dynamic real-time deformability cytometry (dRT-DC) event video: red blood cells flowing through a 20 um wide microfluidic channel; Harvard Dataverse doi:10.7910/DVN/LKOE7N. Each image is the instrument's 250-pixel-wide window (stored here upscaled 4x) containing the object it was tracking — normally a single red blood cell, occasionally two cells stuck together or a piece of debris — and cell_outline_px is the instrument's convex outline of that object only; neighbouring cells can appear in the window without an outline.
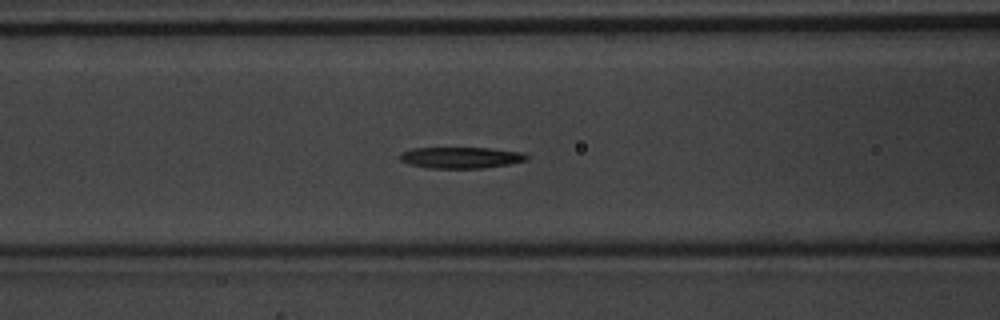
{"species": "common noctule bat (a hibernating species)", "species_latin": "Nyctalus noctula", "temperature_condition": "warm", "stored_images_in_passage": 37, "camera_frame_rate_fps": 3000, "um_per_image_px": 0.085, "animal": {"sex": "male", "body_mass_g": 20.1, "forearm_length_mm": 53.5}, "frame": {"image": 1, "passage_image": 7, "time_ms": 2.0, "image_size_px": [1000, 320], "cell_outline_px": [[528, 160], [508, 164], [484, 168], [428, 168], [408, 164], [400, 160], [400, 152], [412, 148], [488, 148], [520, 152], [528, 156]], "centroid_in_image_um": [39.13, 13.4], "position_along_channel_um": 127.5, "area_um2": 15.66}}
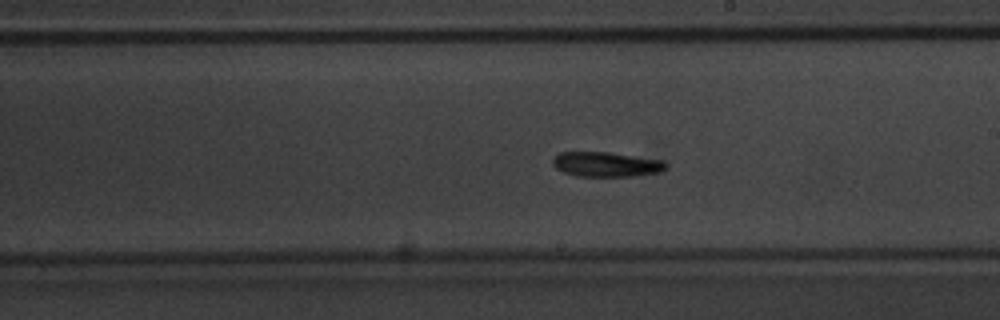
{"frame": {"image": 2, "passage_image": 15, "time_ms": 4.667, "image_size_px": [1000, 320], "cell_outline_px": [[668, 164], [660, 172], [632, 176], [576, 176], [564, 172], [556, 168], [552, 164], [552, 160], [560, 152], [608, 152], [664, 160]], "centroid_in_image_um": [51.53, 13.96], "position_along_channel_um": 237.5, "area_um2": 16.3}}
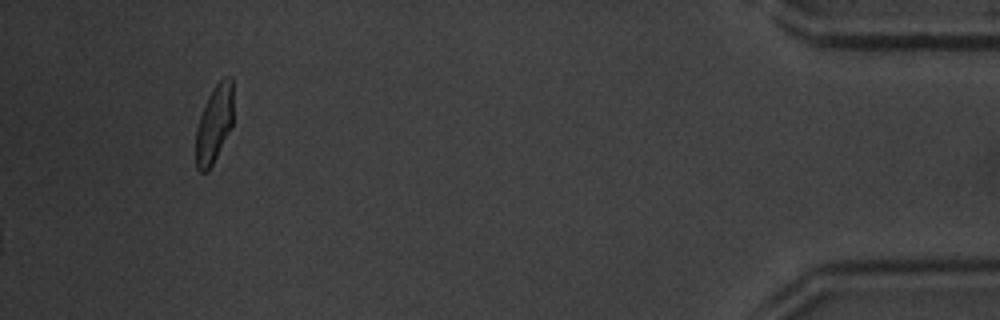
{"frame": {"image": 3, "passage_image": 37, "time_ms": 12.0, "image_size_px": [1000, 320], "cell_outline_px": [[232, 128], [208, 172], [200, 172], [196, 168], [196, 128], [204, 104], [208, 96], [216, 84], [224, 76], [232, 76]], "centroid_in_image_um": [18.2, 10.55], "position_along_channel_um": 417.0, "area_um2": 17.05}, "authors_computed_cell_mechanics": {"area_um2": 16.0684, "velocity_mm_per_s": 4.1338, "shape_relaxation_time_tau1_ms": 3.3711, "shape_relaxation_time_tau2_ms": 11.0565, "deformation_change_tau1": 0.1368, "deformation_change_tau2": 0.2592}}